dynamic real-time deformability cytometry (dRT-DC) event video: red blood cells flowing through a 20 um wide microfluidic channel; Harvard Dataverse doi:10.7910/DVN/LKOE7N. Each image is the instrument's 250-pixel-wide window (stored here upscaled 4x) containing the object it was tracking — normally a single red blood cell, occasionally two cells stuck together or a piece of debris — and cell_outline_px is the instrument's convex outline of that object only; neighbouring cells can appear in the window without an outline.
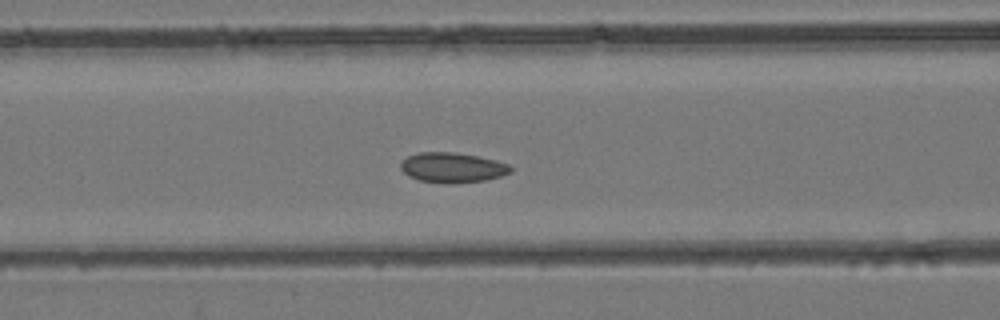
{"species": "common noctule bat (a hibernating species)", "species_latin": "Nyctalus noctula", "temperature_condition": "room temperature", "stored_images_in_passage": 40, "camera_frame_rate_fps": 3000, "um_per_image_px": 0.085, "animal": {"sex": "female", "body_mass_g": 24.6, "forearm_length_mm": 56.2}, "frame": {"image": 1, "passage_image": 13, "time_ms": 4.0, "image_size_px": [1000, 320], "cell_outline_px": [[512, 172], [500, 176], [484, 180], [420, 180], [408, 176], [400, 168], [400, 164], [408, 156], [420, 152], [456, 152], [496, 160], [508, 164], [512, 168]], "centroid_in_image_um": [38.46, 14.18], "position_along_channel_um": 128.1, "area_um2": 18.21}}
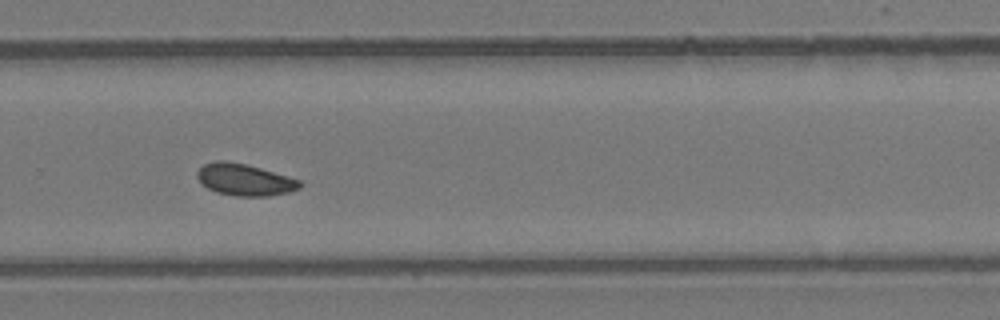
{"frame": {"image": 2, "passage_image": 25, "time_ms": 8.0, "image_size_px": [1000, 320], "cell_outline_px": [[304, 184], [300, 188], [288, 192], [268, 196], [236, 196], [216, 192], [208, 188], [196, 176], [196, 172], [204, 164], [216, 160], [224, 160], [244, 164], [260, 168], [288, 176], [300, 180]], "centroid_in_image_um": [20.81, 15.28], "position_along_channel_um": 309.0, "area_um2": 18.9}}
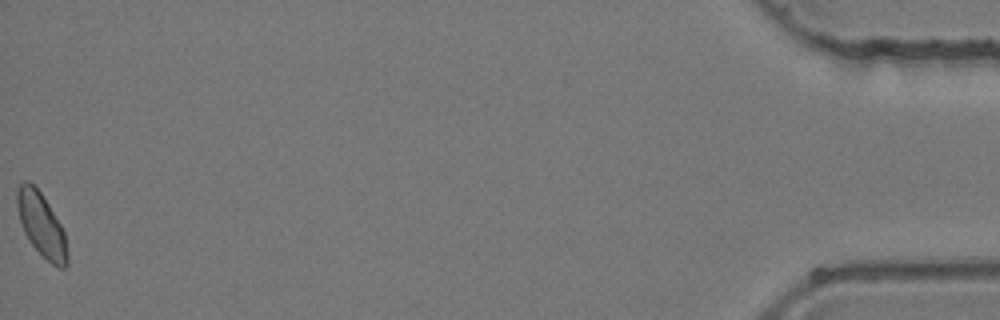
{"frame": {"image": 3, "passage_image": 40, "time_ms": 13.0, "image_size_px": [1000, 320], "cell_outline_px": [[68, 264], [64, 268], [60, 268], [52, 264], [32, 244], [24, 232], [20, 220], [16, 204], [16, 188], [24, 180], [28, 180], [40, 192], [48, 204], [60, 224], [64, 232], [68, 256]], "centroid_in_image_um": [3.51, 19.09], "position_along_channel_um": 431.7, "area_um2": 18.32}}